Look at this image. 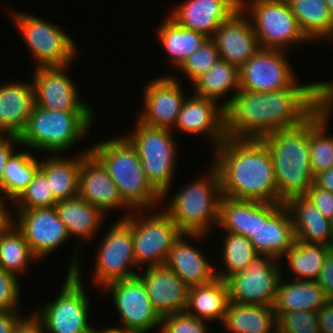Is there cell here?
Masks as SVG:
<instances>
[{
	"mask_svg": "<svg viewBox=\"0 0 333 333\" xmlns=\"http://www.w3.org/2000/svg\"><path fill=\"white\" fill-rule=\"evenodd\" d=\"M333 93V81L301 85L298 80L278 91L239 90L225 110L228 138H257L301 125Z\"/></svg>",
	"mask_w": 333,
	"mask_h": 333,
	"instance_id": "cell-1",
	"label": "cell"
},
{
	"mask_svg": "<svg viewBox=\"0 0 333 333\" xmlns=\"http://www.w3.org/2000/svg\"><path fill=\"white\" fill-rule=\"evenodd\" d=\"M215 152L223 196L278 203L273 160L262 139L227 137Z\"/></svg>",
	"mask_w": 333,
	"mask_h": 333,
	"instance_id": "cell-2",
	"label": "cell"
},
{
	"mask_svg": "<svg viewBox=\"0 0 333 333\" xmlns=\"http://www.w3.org/2000/svg\"><path fill=\"white\" fill-rule=\"evenodd\" d=\"M333 110L332 95L301 125L272 132L261 139L272 156L278 203L305 196L314 183L311 170L309 132Z\"/></svg>",
	"mask_w": 333,
	"mask_h": 333,
	"instance_id": "cell-3",
	"label": "cell"
},
{
	"mask_svg": "<svg viewBox=\"0 0 333 333\" xmlns=\"http://www.w3.org/2000/svg\"><path fill=\"white\" fill-rule=\"evenodd\" d=\"M89 152L107 170L131 210L147 212L160 205L162 196L149 183L135 147L124 135L97 143Z\"/></svg>",
	"mask_w": 333,
	"mask_h": 333,
	"instance_id": "cell-4",
	"label": "cell"
},
{
	"mask_svg": "<svg viewBox=\"0 0 333 333\" xmlns=\"http://www.w3.org/2000/svg\"><path fill=\"white\" fill-rule=\"evenodd\" d=\"M209 167V175L181 188L163 209L184 234H207L211 224H218L220 176L213 164Z\"/></svg>",
	"mask_w": 333,
	"mask_h": 333,
	"instance_id": "cell-5",
	"label": "cell"
},
{
	"mask_svg": "<svg viewBox=\"0 0 333 333\" xmlns=\"http://www.w3.org/2000/svg\"><path fill=\"white\" fill-rule=\"evenodd\" d=\"M93 114V111L46 110L35 105L19 136L21 146L59 156V152L69 150L88 133Z\"/></svg>",
	"mask_w": 333,
	"mask_h": 333,
	"instance_id": "cell-6",
	"label": "cell"
},
{
	"mask_svg": "<svg viewBox=\"0 0 333 333\" xmlns=\"http://www.w3.org/2000/svg\"><path fill=\"white\" fill-rule=\"evenodd\" d=\"M76 252L70 261L60 294L34 312L42 322L45 333H94L95 329L88 322L90 304L81 281L82 272Z\"/></svg>",
	"mask_w": 333,
	"mask_h": 333,
	"instance_id": "cell-7",
	"label": "cell"
},
{
	"mask_svg": "<svg viewBox=\"0 0 333 333\" xmlns=\"http://www.w3.org/2000/svg\"><path fill=\"white\" fill-rule=\"evenodd\" d=\"M135 127L132 134L129 132L124 136L135 147L149 183L164 201L170 190L178 155L173 130L151 127L139 121Z\"/></svg>",
	"mask_w": 333,
	"mask_h": 333,
	"instance_id": "cell-8",
	"label": "cell"
},
{
	"mask_svg": "<svg viewBox=\"0 0 333 333\" xmlns=\"http://www.w3.org/2000/svg\"><path fill=\"white\" fill-rule=\"evenodd\" d=\"M240 8L249 12L260 48L285 51L288 46L290 49L296 44L310 42L301 31L287 0H243Z\"/></svg>",
	"mask_w": 333,
	"mask_h": 333,
	"instance_id": "cell-9",
	"label": "cell"
},
{
	"mask_svg": "<svg viewBox=\"0 0 333 333\" xmlns=\"http://www.w3.org/2000/svg\"><path fill=\"white\" fill-rule=\"evenodd\" d=\"M11 12L15 25L35 57V68L65 66L73 62L78 50L67 32L35 15Z\"/></svg>",
	"mask_w": 333,
	"mask_h": 333,
	"instance_id": "cell-10",
	"label": "cell"
},
{
	"mask_svg": "<svg viewBox=\"0 0 333 333\" xmlns=\"http://www.w3.org/2000/svg\"><path fill=\"white\" fill-rule=\"evenodd\" d=\"M132 211L125 217L132 224L134 258L137 267L164 266L175 241L182 232L163 210L140 217Z\"/></svg>",
	"mask_w": 333,
	"mask_h": 333,
	"instance_id": "cell-11",
	"label": "cell"
},
{
	"mask_svg": "<svg viewBox=\"0 0 333 333\" xmlns=\"http://www.w3.org/2000/svg\"><path fill=\"white\" fill-rule=\"evenodd\" d=\"M270 256L258 255L250 266L234 273L225 281L231 302L273 307L282 265Z\"/></svg>",
	"mask_w": 333,
	"mask_h": 333,
	"instance_id": "cell-12",
	"label": "cell"
},
{
	"mask_svg": "<svg viewBox=\"0 0 333 333\" xmlns=\"http://www.w3.org/2000/svg\"><path fill=\"white\" fill-rule=\"evenodd\" d=\"M95 262L94 280L101 289L116 280L137 276L133 268L137 267L134 258L132 224L120 219L113 224L104 236L98 248Z\"/></svg>",
	"mask_w": 333,
	"mask_h": 333,
	"instance_id": "cell-13",
	"label": "cell"
},
{
	"mask_svg": "<svg viewBox=\"0 0 333 333\" xmlns=\"http://www.w3.org/2000/svg\"><path fill=\"white\" fill-rule=\"evenodd\" d=\"M103 289L111 292L114 306L126 331L146 333L161 324V316L154 309L143 282L136 276L116 280Z\"/></svg>",
	"mask_w": 333,
	"mask_h": 333,
	"instance_id": "cell-14",
	"label": "cell"
},
{
	"mask_svg": "<svg viewBox=\"0 0 333 333\" xmlns=\"http://www.w3.org/2000/svg\"><path fill=\"white\" fill-rule=\"evenodd\" d=\"M249 240L258 255L280 261L295 242L288 208L284 204L257 201V228Z\"/></svg>",
	"mask_w": 333,
	"mask_h": 333,
	"instance_id": "cell-15",
	"label": "cell"
},
{
	"mask_svg": "<svg viewBox=\"0 0 333 333\" xmlns=\"http://www.w3.org/2000/svg\"><path fill=\"white\" fill-rule=\"evenodd\" d=\"M284 53L260 48L239 68L240 90L266 92L290 88L297 77Z\"/></svg>",
	"mask_w": 333,
	"mask_h": 333,
	"instance_id": "cell-16",
	"label": "cell"
},
{
	"mask_svg": "<svg viewBox=\"0 0 333 333\" xmlns=\"http://www.w3.org/2000/svg\"><path fill=\"white\" fill-rule=\"evenodd\" d=\"M65 66L38 67L33 74L35 105L46 110L93 111L78 96Z\"/></svg>",
	"mask_w": 333,
	"mask_h": 333,
	"instance_id": "cell-17",
	"label": "cell"
},
{
	"mask_svg": "<svg viewBox=\"0 0 333 333\" xmlns=\"http://www.w3.org/2000/svg\"><path fill=\"white\" fill-rule=\"evenodd\" d=\"M16 214L18 219L14 225L22 232L32 253L39 260L70 238L55 206L17 210Z\"/></svg>",
	"mask_w": 333,
	"mask_h": 333,
	"instance_id": "cell-18",
	"label": "cell"
},
{
	"mask_svg": "<svg viewBox=\"0 0 333 333\" xmlns=\"http://www.w3.org/2000/svg\"><path fill=\"white\" fill-rule=\"evenodd\" d=\"M174 76H162L145 86L144 111L138 115L139 122L151 127L174 129L178 114L185 101L181 84Z\"/></svg>",
	"mask_w": 333,
	"mask_h": 333,
	"instance_id": "cell-19",
	"label": "cell"
},
{
	"mask_svg": "<svg viewBox=\"0 0 333 333\" xmlns=\"http://www.w3.org/2000/svg\"><path fill=\"white\" fill-rule=\"evenodd\" d=\"M191 97L185 98L176 129L189 135H208L214 147L219 146L227 138L225 109L207 98L195 94Z\"/></svg>",
	"mask_w": 333,
	"mask_h": 333,
	"instance_id": "cell-20",
	"label": "cell"
},
{
	"mask_svg": "<svg viewBox=\"0 0 333 333\" xmlns=\"http://www.w3.org/2000/svg\"><path fill=\"white\" fill-rule=\"evenodd\" d=\"M78 196L92 206H96L104 214L113 209L124 208L127 213L120 217L124 219L132 212L122 201L119 190L107 170L90 152L82 159Z\"/></svg>",
	"mask_w": 333,
	"mask_h": 333,
	"instance_id": "cell-21",
	"label": "cell"
},
{
	"mask_svg": "<svg viewBox=\"0 0 333 333\" xmlns=\"http://www.w3.org/2000/svg\"><path fill=\"white\" fill-rule=\"evenodd\" d=\"M240 8L220 24L212 39L220 59L239 68L260 49L252 23Z\"/></svg>",
	"mask_w": 333,
	"mask_h": 333,
	"instance_id": "cell-22",
	"label": "cell"
},
{
	"mask_svg": "<svg viewBox=\"0 0 333 333\" xmlns=\"http://www.w3.org/2000/svg\"><path fill=\"white\" fill-rule=\"evenodd\" d=\"M240 9L237 0H186L169 17L178 25L212 38L220 24Z\"/></svg>",
	"mask_w": 333,
	"mask_h": 333,
	"instance_id": "cell-23",
	"label": "cell"
},
{
	"mask_svg": "<svg viewBox=\"0 0 333 333\" xmlns=\"http://www.w3.org/2000/svg\"><path fill=\"white\" fill-rule=\"evenodd\" d=\"M137 277L143 282L150 301L160 316L186 311L189 287L165 265L146 268L145 273H139Z\"/></svg>",
	"mask_w": 333,
	"mask_h": 333,
	"instance_id": "cell-24",
	"label": "cell"
},
{
	"mask_svg": "<svg viewBox=\"0 0 333 333\" xmlns=\"http://www.w3.org/2000/svg\"><path fill=\"white\" fill-rule=\"evenodd\" d=\"M204 239L206 234H184L175 241L169 251L165 266L172 270L188 286L206 285L214 281L215 268L198 248L188 243L184 237Z\"/></svg>",
	"mask_w": 333,
	"mask_h": 333,
	"instance_id": "cell-25",
	"label": "cell"
},
{
	"mask_svg": "<svg viewBox=\"0 0 333 333\" xmlns=\"http://www.w3.org/2000/svg\"><path fill=\"white\" fill-rule=\"evenodd\" d=\"M35 106L33 83L20 81L0 85V129L20 136Z\"/></svg>",
	"mask_w": 333,
	"mask_h": 333,
	"instance_id": "cell-26",
	"label": "cell"
},
{
	"mask_svg": "<svg viewBox=\"0 0 333 333\" xmlns=\"http://www.w3.org/2000/svg\"><path fill=\"white\" fill-rule=\"evenodd\" d=\"M291 215L296 240L321 243L333 248L332 221L304 196L290 198L284 204Z\"/></svg>",
	"mask_w": 333,
	"mask_h": 333,
	"instance_id": "cell-27",
	"label": "cell"
},
{
	"mask_svg": "<svg viewBox=\"0 0 333 333\" xmlns=\"http://www.w3.org/2000/svg\"><path fill=\"white\" fill-rule=\"evenodd\" d=\"M329 299L316 281L281 280L273 305L275 313L318 312Z\"/></svg>",
	"mask_w": 333,
	"mask_h": 333,
	"instance_id": "cell-28",
	"label": "cell"
},
{
	"mask_svg": "<svg viewBox=\"0 0 333 333\" xmlns=\"http://www.w3.org/2000/svg\"><path fill=\"white\" fill-rule=\"evenodd\" d=\"M193 94L219 101L225 98L228 92L233 91V96L229 97L221 106L226 110L232 103L235 95L240 90L239 67L219 59L206 73H203L193 82Z\"/></svg>",
	"mask_w": 333,
	"mask_h": 333,
	"instance_id": "cell-29",
	"label": "cell"
},
{
	"mask_svg": "<svg viewBox=\"0 0 333 333\" xmlns=\"http://www.w3.org/2000/svg\"><path fill=\"white\" fill-rule=\"evenodd\" d=\"M222 327L230 333H269L277 326L273 307L229 302Z\"/></svg>",
	"mask_w": 333,
	"mask_h": 333,
	"instance_id": "cell-30",
	"label": "cell"
},
{
	"mask_svg": "<svg viewBox=\"0 0 333 333\" xmlns=\"http://www.w3.org/2000/svg\"><path fill=\"white\" fill-rule=\"evenodd\" d=\"M55 208L69 236H79L78 238L82 240L87 238L89 240L95 236L106 216L96 206H92L79 196L58 201Z\"/></svg>",
	"mask_w": 333,
	"mask_h": 333,
	"instance_id": "cell-31",
	"label": "cell"
},
{
	"mask_svg": "<svg viewBox=\"0 0 333 333\" xmlns=\"http://www.w3.org/2000/svg\"><path fill=\"white\" fill-rule=\"evenodd\" d=\"M229 302L226 281L216 278L209 284L189 287L186 312L199 319H218L222 323Z\"/></svg>",
	"mask_w": 333,
	"mask_h": 333,
	"instance_id": "cell-32",
	"label": "cell"
},
{
	"mask_svg": "<svg viewBox=\"0 0 333 333\" xmlns=\"http://www.w3.org/2000/svg\"><path fill=\"white\" fill-rule=\"evenodd\" d=\"M82 152L76 158L63 159L56 154L40 161V169L45 173L52 194L57 201L78 196L79 171L82 159L89 153Z\"/></svg>",
	"mask_w": 333,
	"mask_h": 333,
	"instance_id": "cell-33",
	"label": "cell"
},
{
	"mask_svg": "<svg viewBox=\"0 0 333 333\" xmlns=\"http://www.w3.org/2000/svg\"><path fill=\"white\" fill-rule=\"evenodd\" d=\"M301 31L311 41L333 39V18L326 0H287Z\"/></svg>",
	"mask_w": 333,
	"mask_h": 333,
	"instance_id": "cell-34",
	"label": "cell"
},
{
	"mask_svg": "<svg viewBox=\"0 0 333 333\" xmlns=\"http://www.w3.org/2000/svg\"><path fill=\"white\" fill-rule=\"evenodd\" d=\"M156 31L158 41L176 67H179L189 55L197 51L209 39L203 33L178 25L170 17L164 20Z\"/></svg>",
	"mask_w": 333,
	"mask_h": 333,
	"instance_id": "cell-35",
	"label": "cell"
},
{
	"mask_svg": "<svg viewBox=\"0 0 333 333\" xmlns=\"http://www.w3.org/2000/svg\"><path fill=\"white\" fill-rule=\"evenodd\" d=\"M332 247L296 240L284 254L295 280L316 281Z\"/></svg>",
	"mask_w": 333,
	"mask_h": 333,
	"instance_id": "cell-36",
	"label": "cell"
},
{
	"mask_svg": "<svg viewBox=\"0 0 333 333\" xmlns=\"http://www.w3.org/2000/svg\"><path fill=\"white\" fill-rule=\"evenodd\" d=\"M13 219L0 230V268L20 276L31 260H38Z\"/></svg>",
	"mask_w": 333,
	"mask_h": 333,
	"instance_id": "cell-37",
	"label": "cell"
},
{
	"mask_svg": "<svg viewBox=\"0 0 333 333\" xmlns=\"http://www.w3.org/2000/svg\"><path fill=\"white\" fill-rule=\"evenodd\" d=\"M218 226L226 232L249 238L257 228V201L238 200L222 195L219 202Z\"/></svg>",
	"mask_w": 333,
	"mask_h": 333,
	"instance_id": "cell-38",
	"label": "cell"
},
{
	"mask_svg": "<svg viewBox=\"0 0 333 333\" xmlns=\"http://www.w3.org/2000/svg\"><path fill=\"white\" fill-rule=\"evenodd\" d=\"M40 168V161L28 152H15L4 169L0 192L8 200H16L32 181L36 171Z\"/></svg>",
	"mask_w": 333,
	"mask_h": 333,
	"instance_id": "cell-39",
	"label": "cell"
},
{
	"mask_svg": "<svg viewBox=\"0 0 333 333\" xmlns=\"http://www.w3.org/2000/svg\"><path fill=\"white\" fill-rule=\"evenodd\" d=\"M225 235L224 242H222L224 244L223 254L221 255H223V264L226 269L224 268L225 271L223 269L216 270L217 278L222 280H226L234 273L241 272L250 266L258 256L248 237L232 232H227Z\"/></svg>",
	"mask_w": 333,
	"mask_h": 333,
	"instance_id": "cell-40",
	"label": "cell"
},
{
	"mask_svg": "<svg viewBox=\"0 0 333 333\" xmlns=\"http://www.w3.org/2000/svg\"><path fill=\"white\" fill-rule=\"evenodd\" d=\"M332 111L309 132L311 170L314 176L333 167V136L324 132Z\"/></svg>",
	"mask_w": 333,
	"mask_h": 333,
	"instance_id": "cell-41",
	"label": "cell"
},
{
	"mask_svg": "<svg viewBox=\"0 0 333 333\" xmlns=\"http://www.w3.org/2000/svg\"><path fill=\"white\" fill-rule=\"evenodd\" d=\"M15 201L17 210L53 207L58 202L52 194L45 173L40 168L36 171L27 188Z\"/></svg>",
	"mask_w": 333,
	"mask_h": 333,
	"instance_id": "cell-42",
	"label": "cell"
},
{
	"mask_svg": "<svg viewBox=\"0 0 333 333\" xmlns=\"http://www.w3.org/2000/svg\"><path fill=\"white\" fill-rule=\"evenodd\" d=\"M220 59L216 44L209 38L197 51L189 55L177 68L189 77L192 83L206 73Z\"/></svg>",
	"mask_w": 333,
	"mask_h": 333,
	"instance_id": "cell-43",
	"label": "cell"
},
{
	"mask_svg": "<svg viewBox=\"0 0 333 333\" xmlns=\"http://www.w3.org/2000/svg\"><path fill=\"white\" fill-rule=\"evenodd\" d=\"M275 314L281 333H321L317 312L303 310Z\"/></svg>",
	"mask_w": 333,
	"mask_h": 333,
	"instance_id": "cell-44",
	"label": "cell"
},
{
	"mask_svg": "<svg viewBox=\"0 0 333 333\" xmlns=\"http://www.w3.org/2000/svg\"><path fill=\"white\" fill-rule=\"evenodd\" d=\"M205 320L185 312L161 316L160 333H207Z\"/></svg>",
	"mask_w": 333,
	"mask_h": 333,
	"instance_id": "cell-45",
	"label": "cell"
},
{
	"mask_svg": "<svg viewBox=\"0 0 333 333\" xmlns=\"http://www.w3.org/2000/svg\"><path fill=\"white\" fill-rule=\"evenodd\" d=\"M16 275L0 268V311H18L20 286Z\"/></svg>",
	"mask_w": 333,
	"mask_h": 333,
	"instance_id": "cell-46",
	"label": "cell"
},
{
	"mask_svg": "<svg viewBox=\"0 0 333 333\" xmlns=\"http://www.w3.org/2000/svg\"><path fill=\"white\" fill-rule=\"evenodd\" d=\"M329 220H333V193L317 187L314 183L304 196Z\"/></svg>",
	"mask_w": 333,
	"mask_h": 333,
	"instance_id": "cell-47",
	"label": "cell"
},
{
	"mask_svg": "<svg viewBox=\"0 0 333 333\" xmlns=\"http://www.w3.org/2000/svg\"><path fill=\"white\" fill-rule=\"evenodd\" d=\"M316 282L328 299H333V250L327 255Z\"/></svg>",
	"mask_w": 333,
	"mask_h": 333,
	"instance_id": "cell-48",
	"label": "cell"
},
{
	"mask_svg": "<svg viewBox=\"0 0 333 333\" xmlns=\"http://www.w3.org/2000/svg\"><path fill=\"white\" fill-rule=\"evenodd\" d=\"M15 145L21 147L18 136H7V138L0 144V185L2 183L4 169L10 157L16 152Z\"/></svg>",
	"mask_w": 333,
	"mask_h": 333,
	"instance_id": "cell-49",
	"label": "cell"
},
{
	"mask_svg": "<svg viewBox=\"0 0 333 333\" xmlns=\"http://www.w3.org/2000/svg\"><path fill=\"white\" fill-rule=\"evenodd\" d=\"M321 333H333V299H329L317 312Z\"/></svg>",
	"mask_w": 333,
	"mask_h": 333,
	"instance_id": "cell-50",
	"label": "cell"
},
{
	"mask_svg": "<svg viewBox=\"0 0 333 333\" xmlns=\"http://www.w3.org/2000/svg\"><path fill=\"white\" fill-rule=\"evenodd\" d=\"M13 333H45L42 322L33 314L23 318L14 328Z\"/></svg>",
	"mask_w": 333,
	"mask_h": 333,
	"instance_id": "cell-51",
	"label": "cell"
},
{
	"mask_svg": "<svg viewBox=\"0 0 333 333\" xmlns=\"http://www.w3.org/2000/svg\"><path fill=\"white\" fill-rule=\"evenodd\" d=\"M23 318L19 316L18 311H0V333H13Z\"/></svg>",
	"mask_w": 333,
	"mask_h": 333,
	"instance_id": "cell-52",
	"label": "cell"
},
{
	"mask_svg": "<svg viewBox=\"0 0 333 333\" xmlns=\"http://www.w3.org/2000/svg\"><path fill=\"white\" fill-rule=\"evenodd\" d=\"M314 184L333 193V167L330 170L316 174L314 176Z\"/></svg>",
	"mask_w": 333,
	"mask_h": 333,
	"instance_id": "cell-53",
	"label": "cell"
},
{
	"mask_svg": "<svg viewBox=\"0 0 333 333\" xmlns=\"http://www.w3.org/2000/svg\"><path fill=\"white\" fill-rule=\"evenodd\" d=\"M5 198L0 196V230H2L10 221L11 217L9 215V211L6 208Z\"/></svg>",
	"mask_w": 333,
	"mask_h": 333,
	"instance_id": "cell-54",
	"label": "cell"
},
{
	"mask_svg": "<svg viewBox=\"0 0 333 333\" xmlns=\"http://www.w3.org/2000/svg\"><path fill=\"white\" fill-rule=\"evenodd\" d=\"M94 333H141V332H136V331H126V330H122L115 327H104V329L101 328V330H94Z\"/></svg>",
	"mask_w": 333,
	"mask_h": 333,
	"instance_id": "cell-55",
	"label": "cell"
},
{
	"mask_svg": "<svg viewBox=\"0 0 333 333\" xmlns=\"http://www.w3.org/2000/svg\"><path fill=\"white\" fill-rule=\"evenodd\" d=\"M326 3L329 6V10H330L331 16L333 18V0H326Z\"/></svg>",
	"mask_w": 333,
	"mask_h": 333,
	"instance_id": "cell-56",
	"label": "cell"
},
{
	"mask_svg": "<svg viewBox=\"0 0 333 333\" xmlns=\"http://www.w3.org/2000/svg\"><path fill=\"white\" fill-rule=\"evenodd\" d=\"M6 136L8 135L0 129V144L7 138Z\"/></svg>",
	"mask_w": 333,
	"mask_h": 333,
	"instance_id": "cell-57",
	"label": "cell"
},
{
	"mask_svg": "<svg viewBox=\"0 0 333 333\" xmlns=\"http://www.w3.org/2000/svg\"><path fill=\"white\" fill-rule=\"evenodd\" d=\"M269 333H281L279 330H278V326H276L274 329H273V332H269Z\"/></svg>",
	"mask_w": 333,
	"mask_h": 333,
	"instance_id": "cell-58",
	"label": "cell"
}]
</instances>
